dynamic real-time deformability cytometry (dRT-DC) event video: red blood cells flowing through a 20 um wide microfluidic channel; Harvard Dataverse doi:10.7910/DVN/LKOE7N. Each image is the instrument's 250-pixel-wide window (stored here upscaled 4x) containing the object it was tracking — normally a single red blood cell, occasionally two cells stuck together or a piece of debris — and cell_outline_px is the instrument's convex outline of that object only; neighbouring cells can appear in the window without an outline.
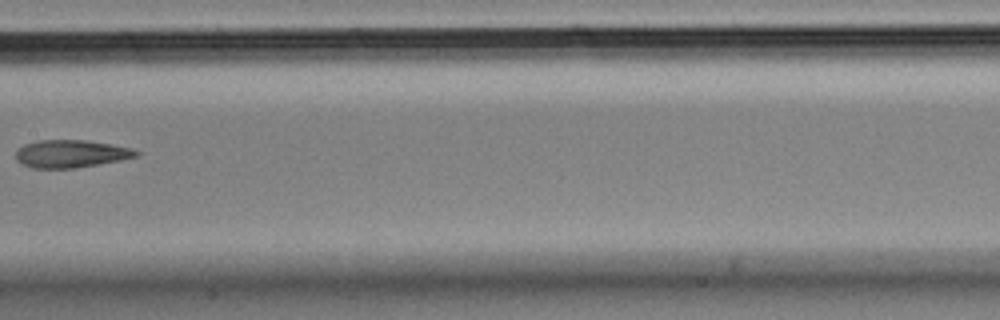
{"species": "Egyptian fruit bat (a non-hibernating species)", "species_latin": "Rousettus aegyptiacus", "temperature_condition": "cold", "stored_images_in_passage": 14, "camera_frame_rate_fps": 3000, "um_per_image_px": 0.085, "animal": {"sex": "male"}, "frame": {"image": 1, "passage_image": 7, "time_ms": 2.0, "image_size_px": [1000, 320], "cell_outline_px": [[140, 152], [136, 156], [120, 160], [72, 168], [32, 168], [16, 160], [16, 152], [24, 144], [36, 140], [84, 140], [112, 144], [132, 148]], "centroid_in_image_um": [6.01, 13.06], "position_along_channel_um": 201.4, "area_um2": 19.19}}
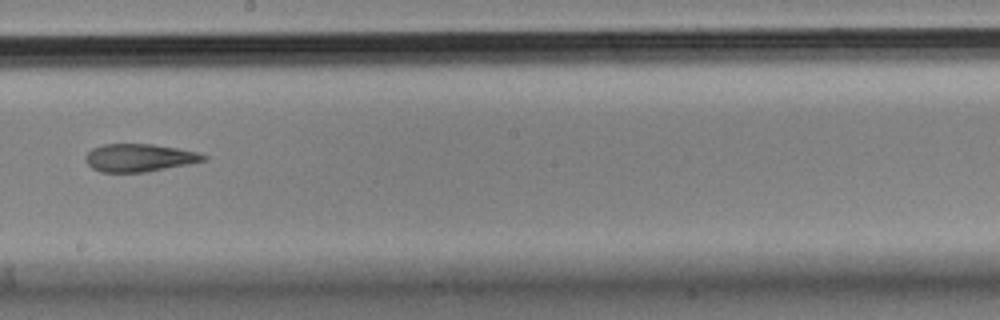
{"frame": {"image": 2, "passage_image": 8, "time_ms": 2.333, "image_size_px": [1000, 320], "cell_outline_px": [[208, 156], [204, 160], [188, 164], [144, 172], [100, 172], [92, 168], [84, 160], [84, 156], [92, 148], [104, 144], [152, 144], [200, 152]], "centroid_in_image_um": [11.81, 13.4], "position_along_channel_um": 236.4, "area_um2": 19.07}}
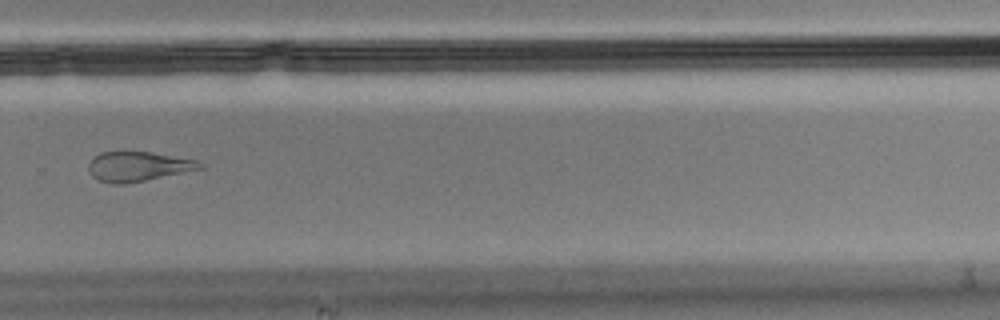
{"frame": {"image": 3, "passage_image": 10, "time_ms": 3.0, "image_size_px": [1000, 320], "cell_outline_px": [[204, 168], [124, 184], [112, 184], [96, 180], [88, 172], [88, 164], [100, 152], [148, 152], [196, 160], [204, 164]], "centroid_in_image_um": [11.7, 14.16], "position_along_channel_um": 318.1, "area_um2": 19.02}}